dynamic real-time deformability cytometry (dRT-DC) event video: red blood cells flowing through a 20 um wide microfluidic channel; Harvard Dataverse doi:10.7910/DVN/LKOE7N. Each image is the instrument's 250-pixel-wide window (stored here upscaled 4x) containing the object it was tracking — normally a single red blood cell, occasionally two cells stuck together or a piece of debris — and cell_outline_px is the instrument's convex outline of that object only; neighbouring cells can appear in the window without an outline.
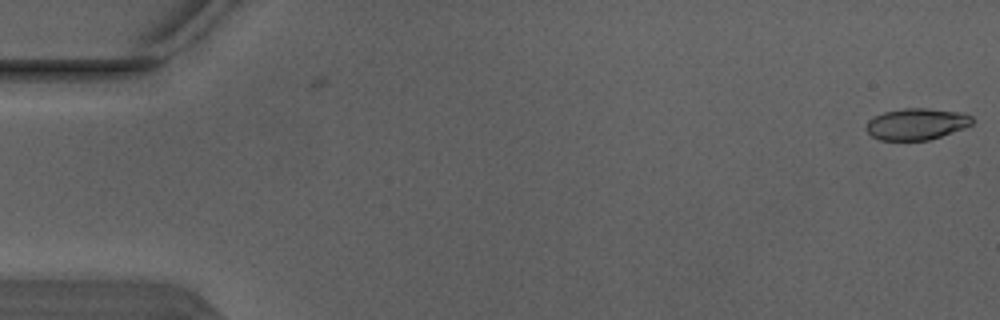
{"species": "Egyptian fruit bat (a non-hibernating species)", "species_latin": "Rousettus aegyptiacus", "temperature_condition": "warm", "stored_images_in_passage": 6, "camera_frame_rate_fps": 3000, "um_per_image_px": 0.085, "animal": {"sex": "male"}, "frame": {"image": 1, "passage_image": 1, "time_ms": 0.0, "image_size_px": [1000, 320], "cell_outline_px": [[972, 124], [964, 128], [928, 140], [880, 140], [872, 136], [864, 128], [868, 120], [884, 112], [904, 108], [928, 108], [964, 112], [972, 116]], "centroid_in_image_um": [77.91, 10.53], "position_along_channel_um": 7.1, "area_um2": 19.48}}
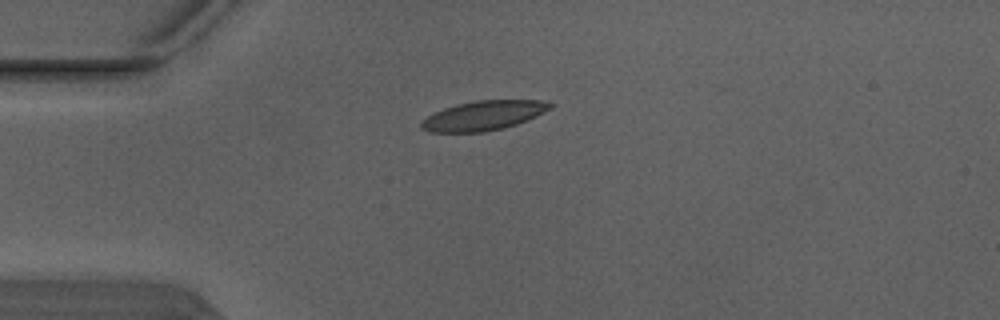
{"frame": {"image": 2, "passage_image": 6, "time_ms": 1.667, "image_size_px": [1000, 320], "cell_outline_px": [[552, 108], [528, 120], [504, 128], [484, 132], [428, 132], [420, 128], [420, 120], [432, 112], [456, 104], [476, 100], [540, 100], [552, 104]], "centroid_in_image_um": [41.04, 9.83], "position_along_channel_um": 44.0, "area_um2": 22.37}}